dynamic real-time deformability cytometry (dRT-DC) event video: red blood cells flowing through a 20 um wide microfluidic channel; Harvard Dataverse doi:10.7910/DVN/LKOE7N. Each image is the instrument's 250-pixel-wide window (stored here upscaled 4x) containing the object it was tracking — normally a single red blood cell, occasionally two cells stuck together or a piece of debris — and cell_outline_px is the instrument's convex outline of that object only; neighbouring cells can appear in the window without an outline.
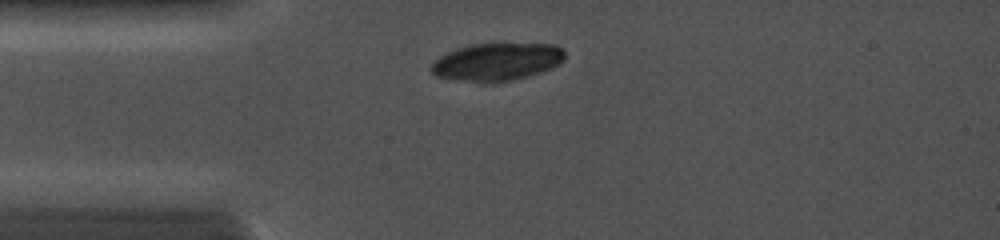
{"species": "common noctule bat (a hibernating species)", "species_latin": "Nyctalus noctula", "temperature_condition": "cold", "stored_images_in_passage": 2, "camera_frame_rate_fps": 5000, "um_per_image_px": 0.085, "animal": {"sex": "female", "body_mass_g": 19.0, "forearm_length_mm": 56.7}, "frame": {"image": 1, "passage_image": 1, "time_ms": 0.0, "image_size_px": [1000, 240], "cell_outline_px": [[564, 60], [560, 64], [540, 72], [512, 80], [492, 84], [484, 84], [436, 76], [428, 68], [440, 56], [456, 48], [468, 44], [556, 44], [564, 52]], "centroid_in_image_um": [42.21, 5.27], "position_along_channel_um": 42.8, "area_um2": 29.48}}